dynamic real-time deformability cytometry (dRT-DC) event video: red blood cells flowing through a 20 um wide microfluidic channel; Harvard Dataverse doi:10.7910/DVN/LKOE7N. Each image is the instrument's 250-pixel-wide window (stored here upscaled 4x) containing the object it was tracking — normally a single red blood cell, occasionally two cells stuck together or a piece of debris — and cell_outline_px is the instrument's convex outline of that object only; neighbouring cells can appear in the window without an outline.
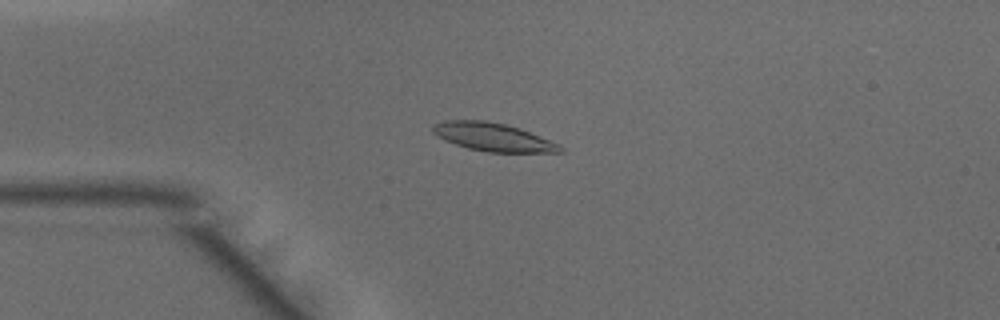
{"species": "common noctule bat (a hibernating species)", "species_latin": "Nyctalus noctula", "temperature_condition": "warm", "stored_images_in_passage": 48, "camera_frame_rate_fps": 3000, "um_per_image_px": 0.085, "animal": {"sex": "male", "body_mass_g": 15.6}, "frame": {"image": 1, "passage_image": 12, "time_ms": 3.667, "image_size_px": [1000, 320], "cell_outline_px": [[564, 152], [488, 152], [468, 148], [444, 140], [436, 136], [432, 132], [432, 124], [444, 120], [484, 120], [504, 124], [520, 128], [560, 144], [564, 148]], "centroid_in_image_um": [41.89, 11.64], "position_along_channel_um": 43.1, "area_um2": 20.98}}
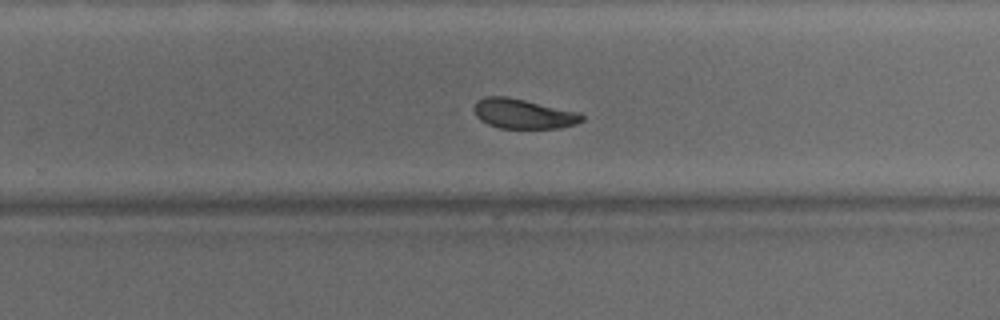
{"frame": {"image": 2, "passage_image": 31, "time_ms": 10.0, "image_size_px": [1000, 320], "cell_outline_px": [[584, 120], [576, 124], [560, 128], [500, 128], [488, 124], [480, 120], [476, 116], [472, 108], [476, 100], [484, 96], [508, 96], [580, 112], [584, 116]], "centroid_in_image_um": [44.46, 9.66], "position_along_channel_um": 285.3, "area_um2": 19.02}}
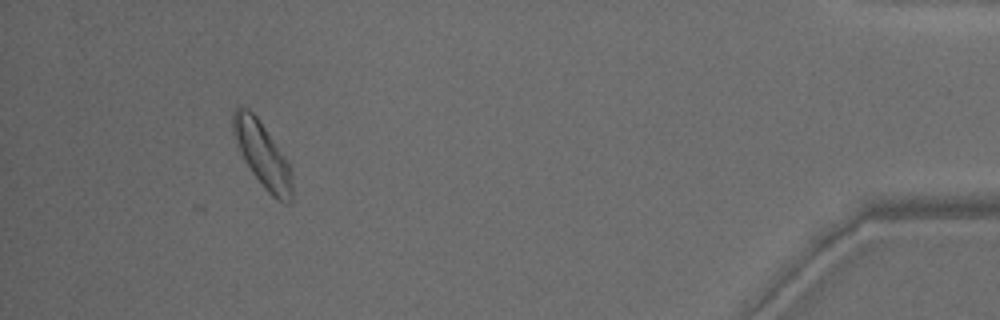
{"frame": {"image": 3, "passage_image": 45, "time_ms": 14.667, "image_size_px": [1000, 320], "cell_outline_px": [[292, 200], [288, 204], [284, 204], [276, 200], [264, 188], [252, 172], [244, 160], [232, 132], [232, 112], [236, 108], [248, 108], [256, 116], [284, 156], [288, 164], [292, 184]], "centroid_in_image_um": [22.29, 13.18], "position_along_channel_um": 412.9, "area_um2": 21.91}, "authors_computed_cell_mechanics": {"area_um2": 19.8254, "velocity_mm_per_s": 4.1335, "shape_relaxation_time_tau1_ms": 3.0969, "shape_relaxation_time_tau2_ms": 1.8167, "deformation_change_tau1": 0.1217, "deformation_change_tau2": 0.0749}}